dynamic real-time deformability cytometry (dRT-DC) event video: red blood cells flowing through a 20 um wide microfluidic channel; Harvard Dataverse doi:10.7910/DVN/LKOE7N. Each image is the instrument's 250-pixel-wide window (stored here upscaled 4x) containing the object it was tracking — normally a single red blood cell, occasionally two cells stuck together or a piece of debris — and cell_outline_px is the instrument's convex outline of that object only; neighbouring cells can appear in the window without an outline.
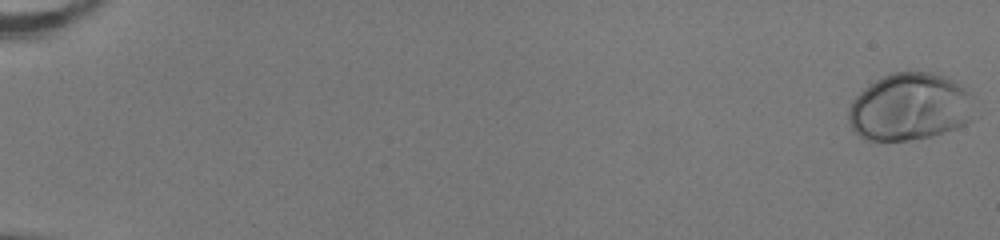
{"species": "human", "species_latin": "Homo sapiens", "temperature_condition": "room temperature", "stored_images_in_passage": 53, "camera_frame_rate_fps": 3000, "um_per_image_px": 0.085, "donor": {"sex": "female"}, "frame": {"image": 1, "passage_image": 1, "time_ms": 0.0, "image_size_px": [1000, 240], "cell_outline_px": [[972, 120], [956, 128], [932, 136], [908, 140], [864, 140], [852, 128], [848, 120], [848, 108], [852, 100], [864, 88], [876, 80], [892, 72], [936, 72], [960, 84], [972, 96]], "centroid_in_image_um": [77.31, 9.09], "position_along_channel_um": 7.7, "area_um2": 49.42}}
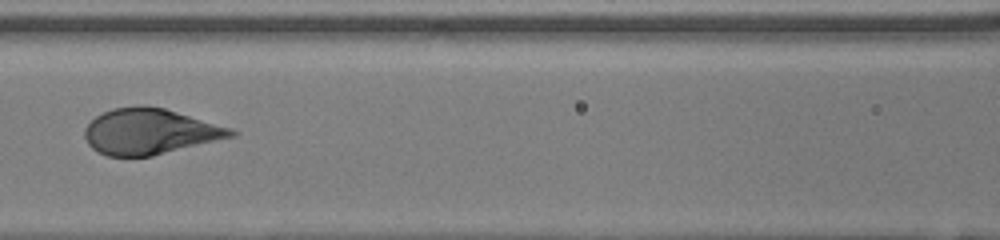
{"frame": {"image": 2, "passage_image": 27, "time_ms": 8.667, "image_size_px": [1000, 240], "cell_outline_px": [[240, 132], [236, 136], [152, 156], [108, 156], [96, 152], [88, 144], [84, 136], [84, 128], [96, 116], [112, 108], [136, 104], [144, 104], [164, 108], [232, 128]], "centroid_in_image_um": [12.73, 11.17], "position_along_channel_um": 153.9, "area_um2": 39.3}}
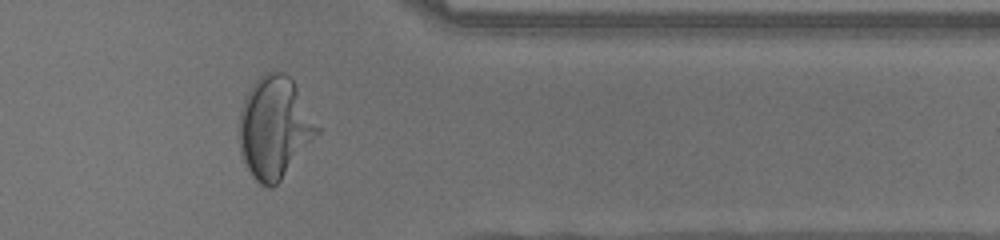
{"frame": {"image": 3, "passage_image": 45, "time_ms": 14.667, "image_size_px": [1000, 240], "cell_outline_px": [[320, 132], [280, 180], [272, 188], [268, 188], [260, 184], [252, 176], [240, 152], [236, 132], [240, 108], [244, 96], [252, 84], [264, 72], [284, 72], [292, 80], [320, 128]], "centroid_in_image_um": [23.28, 10.84], "position_along_channel_um": 388.1, "area_um2": 46.41}, "authors_computed_cell_mechanics": {"area_um2": 41.9628, "velocity_mm_per_s": 4.0155, "shape_relaxation_time_tau1_ms": 3.1049, "shape_relaxation_time_tau2_ms": null, "deformation_change_tau1": 0.2136, "deformation_change_tau2": null}}